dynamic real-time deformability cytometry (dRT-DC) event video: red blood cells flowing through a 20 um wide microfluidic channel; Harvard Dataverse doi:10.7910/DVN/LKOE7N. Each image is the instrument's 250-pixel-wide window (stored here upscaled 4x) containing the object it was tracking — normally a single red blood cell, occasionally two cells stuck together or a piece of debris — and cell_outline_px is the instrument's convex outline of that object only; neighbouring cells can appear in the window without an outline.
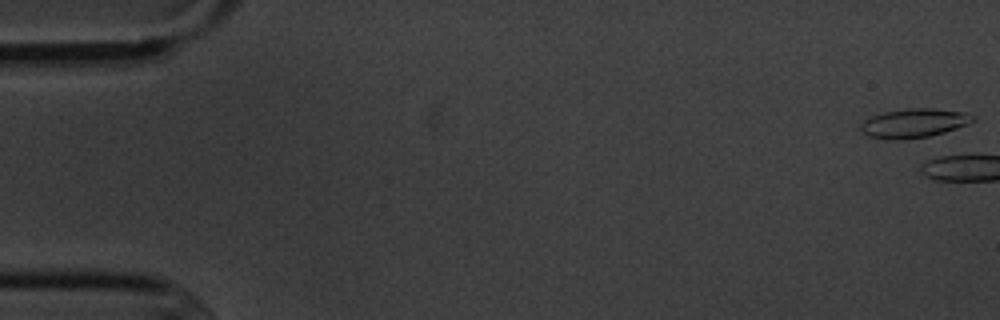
{"species": "common noctule bat (a hibernating species)", "species_latin": "Nyctalus noctula", "temperature_condition": "cold", "stored_images_in_passage": 2, "camera_frame_rate_fps": 3000, "um_per_image_px": 0.085, "animal": {"sex": "male", "body_mass_g": 20.1, "forearm_length_mm": 53.5}, "frame": {"image": 1, "passage_image": 1, "time_ms": 0.0, "image_size_px": [1000, 320], "cell_outline_px": [[976, 120], [968, 124], [944, 132], [928, 136], [904, 140], [884, 140], [868, 136], [860, 128], [860, 124], [864, 120], [872, 116], [884, 112], [908, 108], [932, 108], [964, 112], [972, 116]], "centroid_in_image_um": [77.65, 10.48], "position_along_channel_um": 7.3, "area_um2": 19.02}}